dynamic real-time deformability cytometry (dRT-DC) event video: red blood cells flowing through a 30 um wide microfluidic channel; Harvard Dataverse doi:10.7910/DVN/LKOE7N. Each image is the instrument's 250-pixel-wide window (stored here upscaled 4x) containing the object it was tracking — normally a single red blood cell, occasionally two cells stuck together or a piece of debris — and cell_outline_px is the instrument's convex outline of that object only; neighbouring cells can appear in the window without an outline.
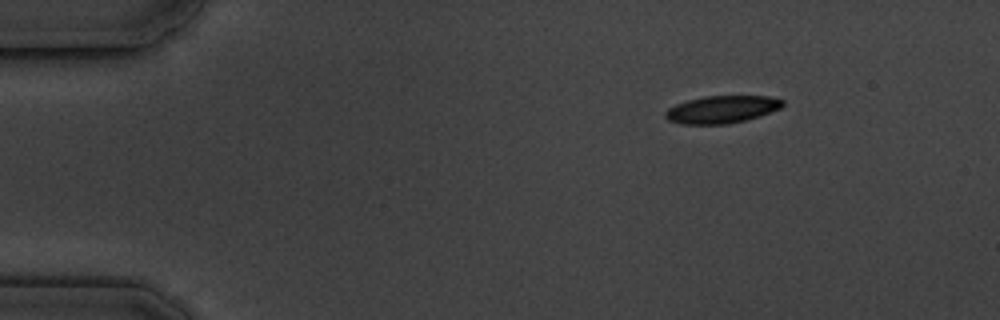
{"species": "common noctule bat (a hibernating species)", "species_latin": "Nyctalus noctula", "temperature_condition": "cold", "stored_images_in_passage": 4, "camera_frame_rate_fps": 3000, "um_per_image_px": 0.085, "animal": {"sex": "male", "body_mass_g": 19.5, "forearm_length_mm": 54.6}, "frame": {"image": 1, "passage_image": 1, "time_ms": 0.0, "image_size_px": [1000, 320], "cell_outline_px": [[784, 104], [780, 108], [760, 116], [728, 124], [680, 124], [668, 120], [664, 116], [664, 112], [668, 108], [676, 104], [688, 100], [704, 96], [768, 96], [784, 100]], "centroid_in_image_um": [61.33, 9.3], "position_along_channel_um": 23.7, "area_um2": 18.79}}
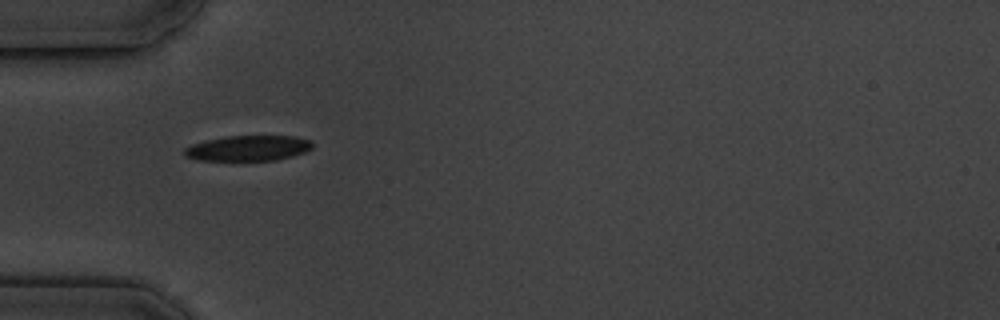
{"frame": {"image": 2, "passage_image": 4, "time_ms": 3.333, "image_size_px": [1000, 320], "cell_outline_px": [[312, 148], [304, 152], [292, 156], [276, 160], [196, 160], [184, 156], [184, 148], [192, 144], [204, 140], [228, 136], [296, 136], [312, 140]], "centroid_in_image_um": [21.08, 12.59], "position_along_channel_um": 63.9, "area_um2": 19.02}}